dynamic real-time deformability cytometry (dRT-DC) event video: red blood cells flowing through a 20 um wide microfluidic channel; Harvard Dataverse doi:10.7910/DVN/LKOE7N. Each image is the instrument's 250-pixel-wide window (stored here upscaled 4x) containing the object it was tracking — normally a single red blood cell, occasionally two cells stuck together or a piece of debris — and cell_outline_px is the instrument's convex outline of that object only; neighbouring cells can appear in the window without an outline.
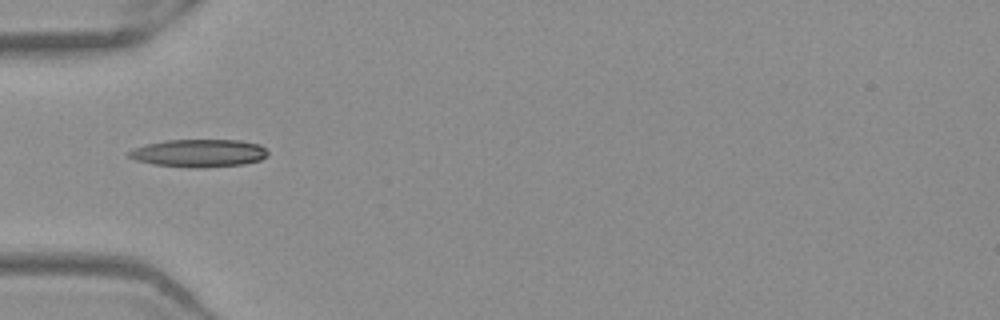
{"species": "Egyptian fruit bat (a non-hibernating species)", "species_latin": "Rousettus aegyptiacus", "temperature_condition": "warm", "stored_images_in_passage": 36, "camera_frame_rate_fps": 3000, "um_per_image_px": 0.085, "frame": {"image": 1, "passage_image": 1, "time_ms": 0.0, "image_size_px": [1000, 320], "cell_outline_px": [[268, 156], [260, 160], [244, 164], [204, 168], [188, 168], [152, 164], [136, 160], [128, 156], [124, 152], [132, 148], [148, 144], [168, 140], [240, 140], [260, 144], [268, 152]], "centroid_in_image_um": [16.89, 13.02], "position_along_channel_um": 68.1, "area_um2": 22.77}}
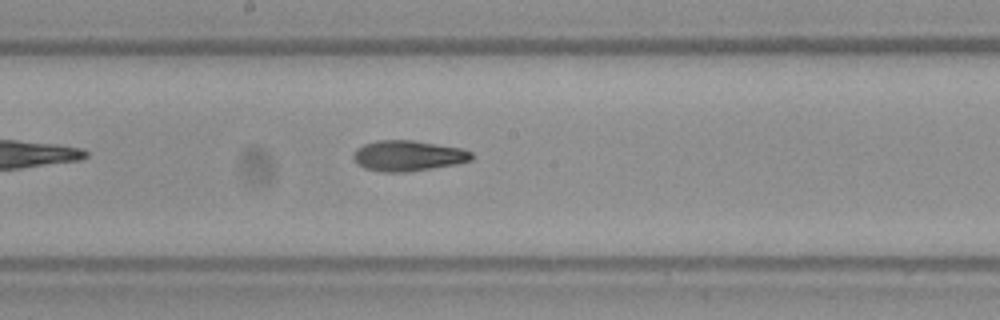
{"frame": {"image": 2, "passage_image": 12, "time_ms": 3.667, "image_size_px": [1000, 320], "cell_outline_px": [[472, 160], [456, 164], [408, 172], [384, 172], [364, 168], [356, 164], [352, 156], [352, 152], [356, 148], [364, 144], [376, 140], [412, 140], [464, 148], [472, 152]], "centroid_in_image_um": [34.66, 13.23], "position_along_channel_um": 213.5, "area_um2": 21.33}}
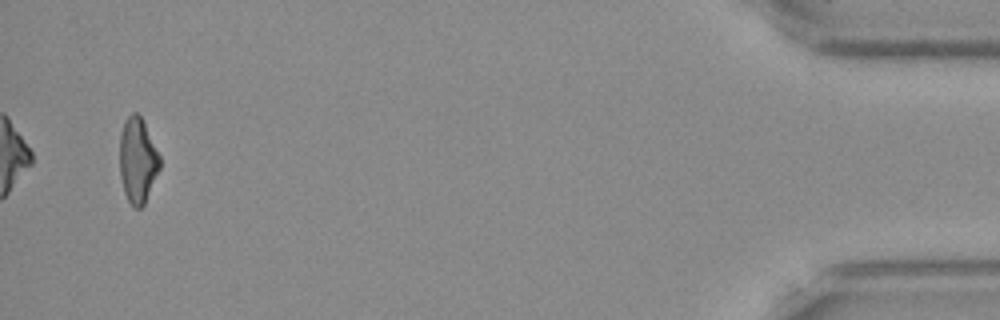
{"frame": {"image": 3, "passage_image": 34, "time_ms": 11.0, "image_size_px": [1000, 320], "cell_outline_px": [[160, 168], [144, 204], [140, 208], [132, 208], [124, 192], [120, 176], [120, 132], [124, 120], [132, 112], [136, 112], [140, 116], [160, 156]], "centroid_in_image_um": [11.68, 13.64], "position_along_channel_um": 423.5, "area_um2": 19.83}, "authors_computed_cell_mechanics": {"area_um2": 20.7213, "velocity_mm_per_s": 3.9584, "shape_relaxation_time_tau1_ms": null, "shape_relaxation_time_tau2_ms": 4.4645, "deformation_change_tau1": null, "deformation_change_tau2": 0.1344}}